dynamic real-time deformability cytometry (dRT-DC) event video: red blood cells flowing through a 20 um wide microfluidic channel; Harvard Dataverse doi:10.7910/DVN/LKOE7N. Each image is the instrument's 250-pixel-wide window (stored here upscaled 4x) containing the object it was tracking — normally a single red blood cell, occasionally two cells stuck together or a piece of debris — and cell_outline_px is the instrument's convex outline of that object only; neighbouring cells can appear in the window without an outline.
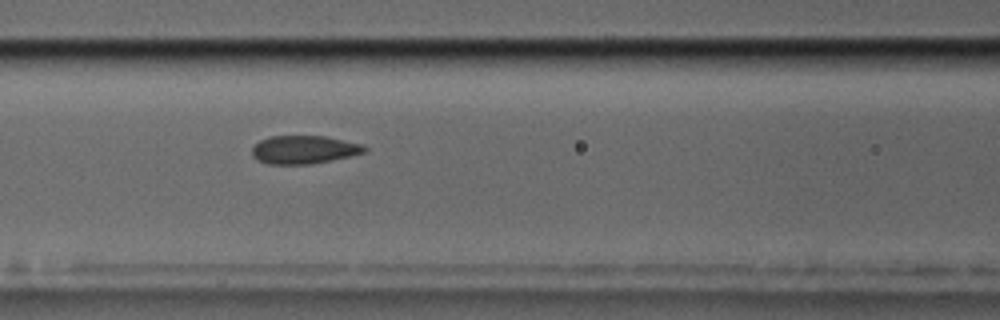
{"species": "common noctule bat (a hibernating species)", "species_latin": "Nyctalus noctula", "temperature_condition": "cold", "stored_images_in_passage": 3, "camera_frame_rate_fps": 3000, "um_per_image_px": 0.085, "animal": {"sex": "male", "body_mass_g": 17.5, "forearm_length_mm": 52.3}, "frame": {"image": 1, "passage_image": 3, "time_ms": 2.0, "image_size_px": [1000, 320], "cell_outline_px": [[368, 152], [352, 156], [312, 164], [268, 164], [252, 156], [252, 148], [260, 140], [268, 136], [324, 136], [364, 144], [368, 148]], "centroid_in_image_um": [25.9, 12.72], "position_along_channel_um": 140.7, "area_um2": 18.67}}